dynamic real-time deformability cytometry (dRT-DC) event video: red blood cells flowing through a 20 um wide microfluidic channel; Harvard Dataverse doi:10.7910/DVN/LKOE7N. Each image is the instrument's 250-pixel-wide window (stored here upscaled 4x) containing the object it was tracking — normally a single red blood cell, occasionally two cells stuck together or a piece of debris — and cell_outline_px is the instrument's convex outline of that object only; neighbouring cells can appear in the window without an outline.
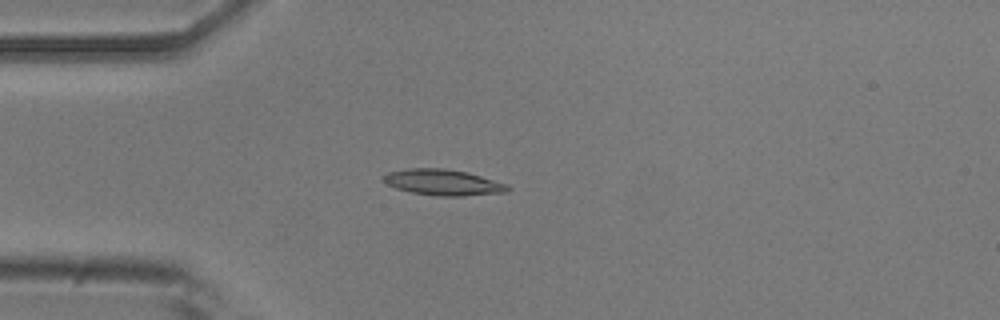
{"species": "common noctule bat (a hibernating species)", "species_latin": "Nyctalus noctula", "temperature_condition": "room temperature", "stored_images_in_passage": 44, "camera_frame_rate_fps": 3000, "um_per_image_px": 0.085, "animal": {"sex": "male", "body_mass_g": 20.5, "forearm_length_mm": 52.5}, "frame": {"image": 1, "passage_image": 4, "time_ms": 1.0, "image_size_px": [1000, 320], "cell_outline_px": [[512, 188], [508, 192], [464, 196], [440, 196], [412, 192], [396, 188], [388, 184], [380, 176], [388, 172], [408, 168], [444, 168], [468, 172], [508, 184]], "centroid_in_image_um": [37.7, 15.49], "position_along_channel_um": 47.3, "area_um2": 18.9}}
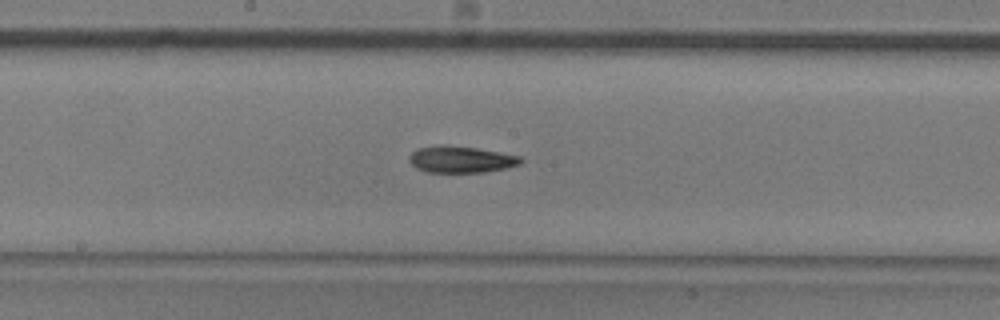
{"frame": {"image": 2, "passage_image": 18, "time_ms": 5.667, "image_size_px": [1000, 320], "cell_outline_px": [[524, 160], [520, 164], [508, 168], [484, 172], [428, 172], [416, 168], [408, 160], [408, 156], [416, 148], [436, 144], [444, 144], [476, 148], [520, 156]], "centroid_in_image_um": [39.15, 13.54], "position_along_channel_um": 209.1, "area_um2": 17.51}}
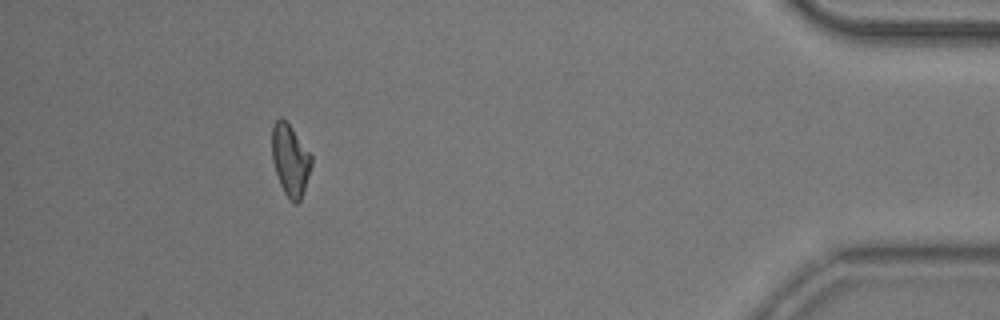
{"frame": {"image": 3, "passage_image": 39, "time_ms": 12.667, "image_size_px": [1000, 320], "cell_outline_px": [[312, 164], [300, 200], [296, 204], [284, 192], [280, 184], [272, 160], [272, 128], [276, 120], [280, 116], [292, 128], [312, 156]], "centroid_in_image_um": [24.66, 13.58], "position_along_channel_um": 410.5, "area_um2": 16.07}, "authors_computed_cell_mechanics": {"area_um2": 16.9932, "velocity_mm_per_s": 3.7194, "shape_relaxation_time_tau1_ms": 8.2123, "shape_relaxation_time_tau2_ms": 9.9189, "deformation_change_tau1": 0.1902, "deformation_change_tau2": 0.1992}}